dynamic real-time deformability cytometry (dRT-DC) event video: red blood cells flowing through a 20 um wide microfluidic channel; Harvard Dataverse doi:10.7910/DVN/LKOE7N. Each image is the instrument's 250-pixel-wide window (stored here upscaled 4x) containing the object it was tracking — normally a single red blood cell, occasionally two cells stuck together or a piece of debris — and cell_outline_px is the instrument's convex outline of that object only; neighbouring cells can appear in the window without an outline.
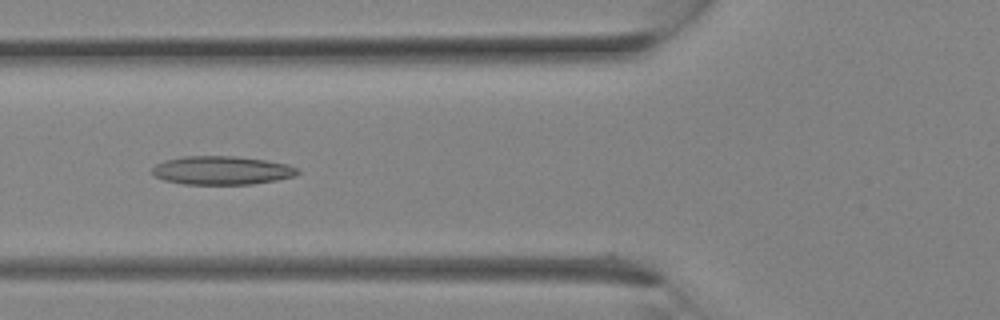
{"species": "Egyptian fruit bat (a non-hibernating species)", "species_latin": "Rousettus aegyptiacus", "temperature_condition": "room temperature", "stored_images_in_passage": 12, "camera_frame_rate_fps": 3000, "um_per_image_px": 0.085, "animal": {"sex": "female"}, "frame": {"image": 1, "passage_image": 10, "time_ms": 3.0, "image_size_px": [1000, 320], "cell_outline_px": [[300, 172], [296, 176], [276, 180], [252, 184], [184, 184], [164, 180], [152, 176], [152, 168], [156, 164], [164, 160], [184, 156], [236, 156], [264, 160], [288, 164], [300, 168]], "centroid_in_image_um": [18.86, 14.48], "position_along_channel_um": 106.9, "area_um2": 24.39}}